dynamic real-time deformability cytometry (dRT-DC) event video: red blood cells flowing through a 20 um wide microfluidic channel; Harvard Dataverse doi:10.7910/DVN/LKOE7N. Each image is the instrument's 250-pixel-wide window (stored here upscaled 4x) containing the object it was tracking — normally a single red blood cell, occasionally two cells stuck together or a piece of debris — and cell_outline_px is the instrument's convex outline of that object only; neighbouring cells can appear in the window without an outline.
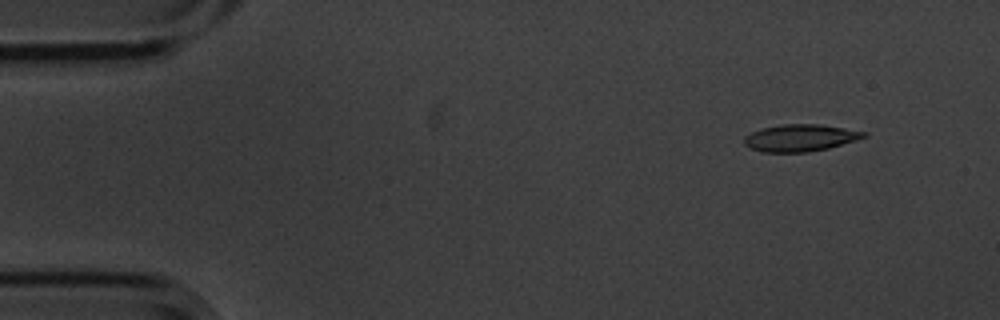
{"species": "common noctule bat (a hibernating species)", "species_latin": "Nyctalus noctula", "temperature_condition": "cold", "stored_images_in_passage": 5, "camera_frame_rate_fps": 3000, "um_per_image_px": 0.085, "animal": {"sex": "male", "body_mass_g": 20.1, "forearm_length_mm": 53.5}, "frame": {"image": 1, "passage_image": 2, "time_ms": 0.333, "image_size_px": [1000, 320], "cell_outline_px": [[868, 136], [856, 140], [828, 148], [808, 152], [764, 152], [752, 148], [744, 144], [744, 136], [760, 128], [780, 124], [820, 124], [868, 132]], "centroid_in_image_um": [68.03, 11.71], "position_along_channel_um": 17.0, "area_um2": 18.84}}
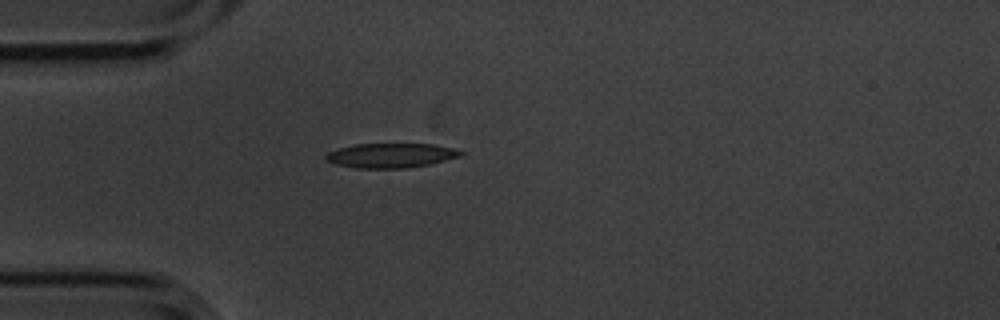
{"frame": {"image": 2, "passage_image": 5, "time_ms": 1.333, "image_size_px": [1000, 320], "cell_outline_px": [[464, 156], [428, 164], [404, 168], [356, 168], [336, 164], [324, 160], [324, 156], [328, 152], [340, 148], [356, 144], [432, 144], [452, 148], [464, 152]], "centroid_in_image_um": [33.22, 13.21], "position_along_channel_um": 51.8, "area_um2": 19.19}}